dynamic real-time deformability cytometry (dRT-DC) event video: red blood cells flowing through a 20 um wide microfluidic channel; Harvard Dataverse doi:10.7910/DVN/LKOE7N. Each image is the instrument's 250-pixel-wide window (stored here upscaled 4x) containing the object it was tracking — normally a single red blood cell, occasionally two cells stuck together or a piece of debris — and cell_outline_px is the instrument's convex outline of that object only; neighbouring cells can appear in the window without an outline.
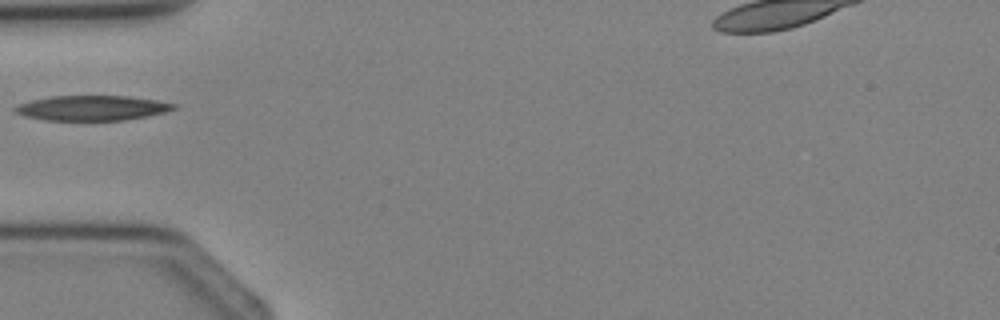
{"species": "Egyptian fruit bat (a non-hibernating species)", "species_latin": "Rousettus aegyptiacus", "temperature_condition": "cold", "stored_images_in_passage": 1, "camera_frame_rate_fps": 3000, "um_per_image_px": 0.085, "animal": {"sex": "female"}, "frame": {"image": 1, "passage_image": 1, "time_ms": 0.0, "image_size_px": [1000, 320], "cell_outline_px": [[176, 108], [164, 112], [124, 120], [44, 120], [24, 116], [16, 112], [12, 108], [20, 104], [32, 100], [52, 96], [128, 96], [156, 100], [176, 104]], "centroid_in_image_um": [7.8, 9.18], "position_along_channel_um": 77.2, "area_um2": 22.83}}